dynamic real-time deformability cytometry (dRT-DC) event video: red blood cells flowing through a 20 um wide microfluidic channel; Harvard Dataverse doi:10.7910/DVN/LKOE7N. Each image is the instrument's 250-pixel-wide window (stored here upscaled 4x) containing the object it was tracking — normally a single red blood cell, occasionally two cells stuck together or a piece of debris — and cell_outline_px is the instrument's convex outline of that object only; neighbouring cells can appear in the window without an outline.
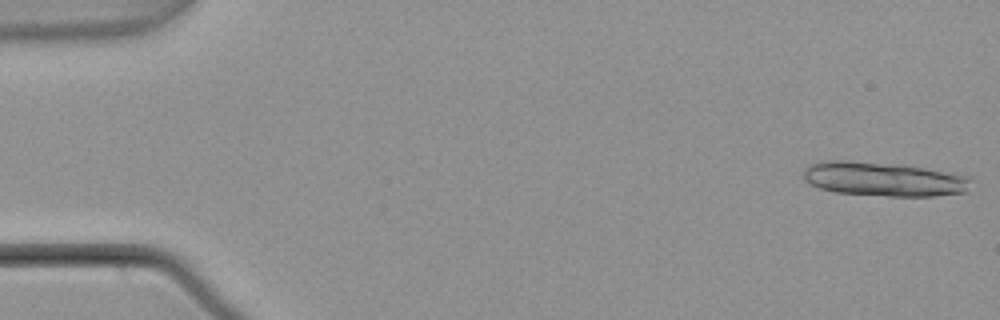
{"species": "common noctule bat (a hibernating species)", "species_latin": "Nyctalus noctula", "temperature_condition": "warm", "stored_images_in_passage": 5, "camera_frame_rate_fps": 3000, "um_per_image_px": 0.085, "animal": {"sex": "male", "body_mass_g": 21.5, "forearm_length_mm": 52.0}, "frame": {"image": 1, "passage_image": 1, "time_ms": 0.0, "image_size_px": [1000, 320], "cell_outline_px": [[972, 180], [968, 192], [932, 196], [888, 196], [836, 192], [820, 188], [804, 180], [804, 168], [808, 164], [824, 160], [848, 160], [904, 164], [968, 176]], "centroid_in_image_um": [75.11, 15.21], "position_along_channel_um": 9.9, "area_um2": 33.7}}